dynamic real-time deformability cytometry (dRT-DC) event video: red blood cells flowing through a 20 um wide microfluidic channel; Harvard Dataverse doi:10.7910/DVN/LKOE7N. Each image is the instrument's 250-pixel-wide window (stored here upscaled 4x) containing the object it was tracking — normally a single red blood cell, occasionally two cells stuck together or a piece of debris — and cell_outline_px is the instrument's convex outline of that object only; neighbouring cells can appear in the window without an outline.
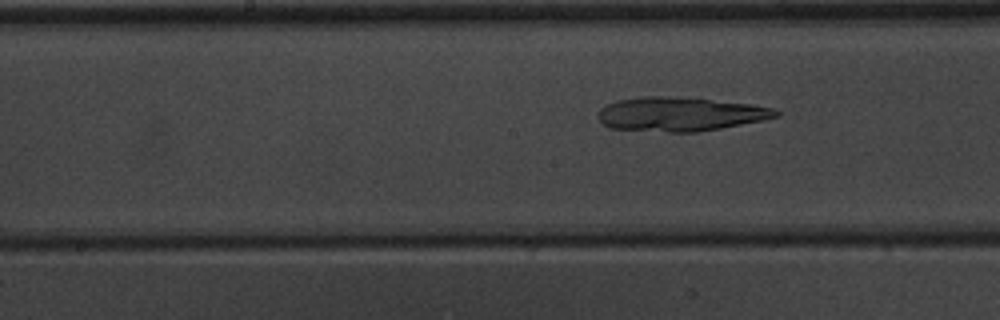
{"species": "common noctule bat (a hibernating species)", "species_latin": "Nyctalus noctula", "temperature_condition": "warm", "stored_images_in_passage": 9, "segment_of_instrument_passage": [2, 2], "camera_frame_rate_fps": 3000, "um_per_image_px": 0.085, "animal": {"sex": "male", "body_mass_g": 20.1, "forearm_length_mm": 53.5}, "frame": {"image": 1, "passage_image": 9, "time_ms": 10.333, "image_size_px": [1000, 320], "cell_outline_px": [[780, 116], [764, 120], [720, 128], [696, 132], [668, 132], [608, 128], [596, 116], [600, 108], [616, 100], [640, 96], [664, 96], [708, 100], [748, 104], [776, 108], [780, 112]], "centroid_in_image_um": [57.78, 9.71], "position_along_channel_um": 190.4, "area_um2": 35.08}}